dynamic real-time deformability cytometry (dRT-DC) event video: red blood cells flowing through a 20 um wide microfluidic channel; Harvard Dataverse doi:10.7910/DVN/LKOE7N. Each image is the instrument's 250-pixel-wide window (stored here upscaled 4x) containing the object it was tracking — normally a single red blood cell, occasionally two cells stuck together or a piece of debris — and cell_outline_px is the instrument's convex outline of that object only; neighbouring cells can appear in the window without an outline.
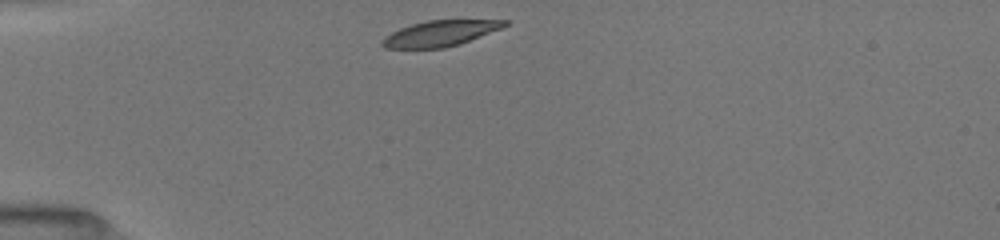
{"species": "common noctule bat (a hibernating species)", "species_latin": "Nyctalus noctula", "temperature_condition": "room temperature", "stored_images_in_passage": 38, "camera_frame_rate_fps": 3000, "um_per_image_px": 0.085, "animal": {"sex": "female", "body_mass_g": 19.5, "forearm_length_mm": 54.1}, "frame": {"image": 1, "passage_image": 1, "time_ms": 0.0, "image_size_px": [1000, 240], "cell_outline_px": [[508, 24], [504, 28], [460, 44], [444, 48], [384, 48], [380, 44], [380, 40], [384, 36], [400, 28], [412, 24], [428, 20], [508, 20]], "centroid_in_image_um": [37.42, 2.84], "position_along_channel_um": 47.6, "area_um2": 18.5}}
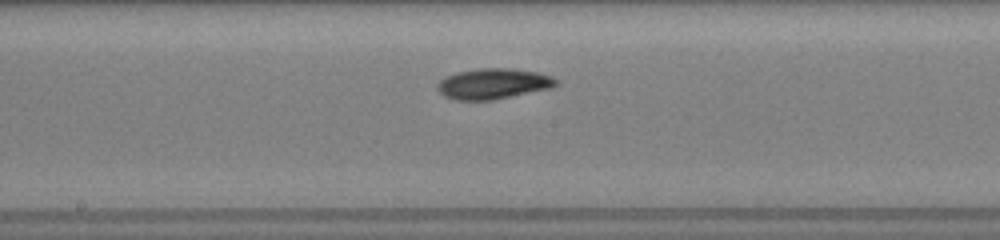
{"frame": {"image": 2, "passage_image": 15, "time_ms": 4.667, "image_size_px": [1000, 240], "cell_outline_px": [[560, 84], [552, 88], [492, 100], [456, 100], [444, 96], [436, 88], [436, 84], [440, 80], [456, 72], [480, 68], [512, 68], [536, 72], [552, 76], [560, 80]], "centroid_in_image_um": [41.96, 7.11], "position_along_channel_um": 206.2, "area_um2": 21.33}}
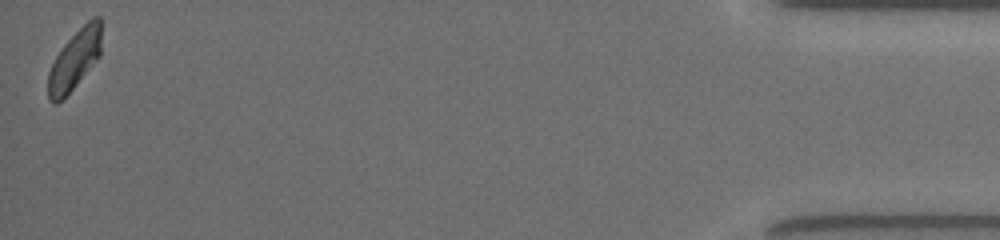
{"frame": {"image": 3, "passage_image": 38, "time_ms": 12.333, "image_size_px": [1000, 240], "cell_outline_px": [[100, 56], [72, 88], [56, 104], [52, 104], [48, 100], [48, 72], [56, 56], [64, 44], [92, 16], [100, 16]], "centroid_in_image_um": [6.32, 5.08], "position_along_channel_um": 428.9, "area_um2": 18.03}, "authors_computed_cell_mechanics": {"area_um2": 19.7098, "velocity_mm_per_s": 3.9748, "shape_relaxation_time_tau1_ms": 3.1875, "shape_relaxation_time_tau2_ms": 4.6499, "deformation_change_tau1": 0.1244, "deformation_change_tau2": 0.0887}}